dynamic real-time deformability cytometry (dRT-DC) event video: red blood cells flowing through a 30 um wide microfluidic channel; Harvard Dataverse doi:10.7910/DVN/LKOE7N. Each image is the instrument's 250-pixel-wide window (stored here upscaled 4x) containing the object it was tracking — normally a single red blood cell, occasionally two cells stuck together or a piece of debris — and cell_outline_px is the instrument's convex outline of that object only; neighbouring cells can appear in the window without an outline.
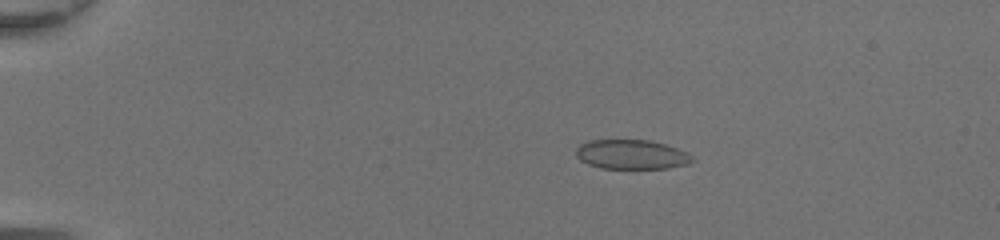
{"species": "common noctule bat (a hibernating species)", "species_latin": "Nyctalus noctula", "temperature_condition": "room temperature", "stored_images_in_passage": 49, "camera_frame_rate_fps": 3000, "um_per_image_px": 0.085, "animal": {"sex": "female", "body_mass_g": 20.0, "forearm_length_mm": 54.0}, "frame": {"image": 1, "passage_image": 11, "time_ms": 3.333, "image_size_px": [1000, 240], "cell_outline_px": [[696, 160], [688, 164], [668, 168], [600, 168], [588, 164], [580, 160], [576, 156], [576, 148], [580, 144], [588, 140], [648, 140], [664, 144], [688, 152]], "centroid_in_image_um": [53.68, 13.13], "position_along_channel_um": 31.3, "area_um2": 20.0}}
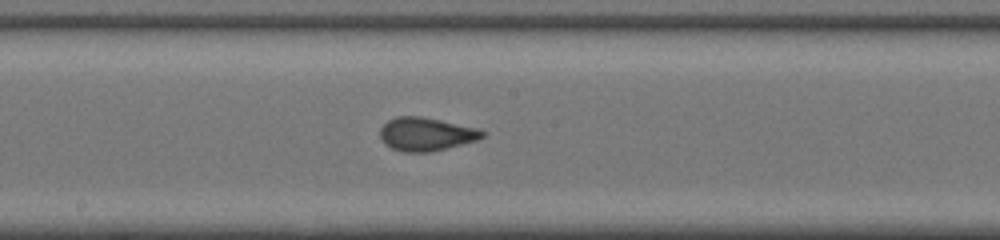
{"frame": {"image": 2, "passage_image": 29, "time_ms": 9.333, "image_size_px": [1000, 240], "cell_outline_px": [[488, 132], [484, 136], [476, 140], [432, 152], [404, 152], [392, 148], [380, 136], [380, 128], [388, 120], [396, 116], [420, 116], [480, 128]], "centroid_in_image_um": [36.26, 11.39], "position_along_channel_um": 211.9, "area_um2": 19.83}}
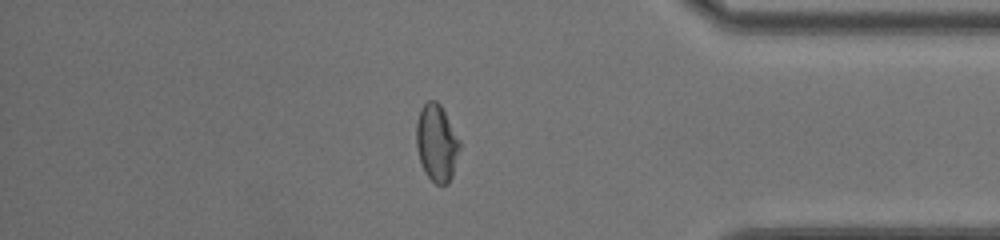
{"frame": {"image": 3, "passage_image": 43, "time_ms": 14.0, "image_size_px": [1000, 240], "cell_outline_px": [[460, 148], [452, 176], [448, 184], [436, 184], [424, 172], [416, 148], [416, 124], [420, 108], [428, 100], [436, 100], [440, 104], [460, 140]], "centroid_in_image_um": [37.11, 12.14], "position_along_channel_um": 398.1, "area_um2": 19.48}, "authors_computed_cell_mechanics": {"area_um2": 19.9988, "velocity_mm_per_s": 4.3996, "shape_relaxation_time_tau1_ms": 5.0836, "shape_relaxation_time_tau2_ms": null, "deformation_change_tau1": 0.1351, "deformation_change_tau2": null}}